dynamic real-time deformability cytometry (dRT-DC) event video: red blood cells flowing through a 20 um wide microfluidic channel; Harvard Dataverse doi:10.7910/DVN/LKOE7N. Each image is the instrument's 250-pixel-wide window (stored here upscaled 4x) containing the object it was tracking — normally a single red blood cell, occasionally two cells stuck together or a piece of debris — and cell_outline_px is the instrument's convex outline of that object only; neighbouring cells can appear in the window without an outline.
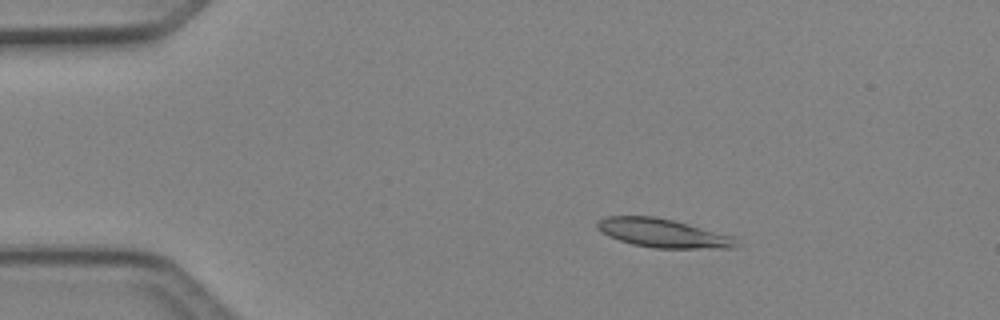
{"species": "Egyptian fruit bat (a non-hibernating species)", "species_latin": "Rousettus aegyptiacus", "temperature_condition": "cold", "stored_images_in_passage": 3, "camera_frame_rate_fps": 3000, "um_per_image_px": 0.085, "animal": {"sex": "female"}, "frame": {"image": 1, "passage_image": 2, "time_ms": 0.333, "image_size_px": [1000, 320], "cell_outline_px": [[740, 248], [652, 248], [632, 244], [608, 236], [596, 228], [596, 224], [600, 220], [608, 216], [656, 216], [736, 236]], "centroid_in_image_um": [56.41, 19.82], "position_along_channel_um": 28.6, "area_um2": 23.41}}